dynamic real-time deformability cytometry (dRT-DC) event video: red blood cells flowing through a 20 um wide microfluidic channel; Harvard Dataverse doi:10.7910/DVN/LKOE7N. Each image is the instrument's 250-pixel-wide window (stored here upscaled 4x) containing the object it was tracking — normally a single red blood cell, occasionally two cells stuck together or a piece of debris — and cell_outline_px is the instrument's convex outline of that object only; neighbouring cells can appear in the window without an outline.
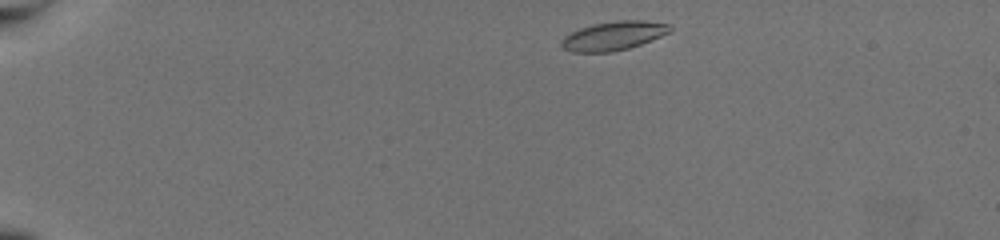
{"species": "common noctule bat (a hibernating species)", "species_latin": "Nyctalus noctula", "temperature_condition": "warm", "stored_images_in_passage": 47, "camera_frame_rate_fps": 3000, "um_per_image_px": 0.085, "animal": {"sex": "female", "body_mass_g": 19.5, "forearm_length_mm": 54.1}, "frame": {"image": 1, "passage_image": 1, "time_ms": 0.0, "image_size_px": [1000, 240], "cell_outline_px": [[672, 28], [668, 32], [660, 36], [640, 44], [628, 48], [612, 52], [572, 52], [564, 48], [560, 44], [564, 36], [580, 28], [596, 24], [620, 20], [644, 20], [668, 24]], "centroid_in_image_um": [52.13, 3.05], "position_along_channel_um": 32.9, "area_um2": 17.92}}
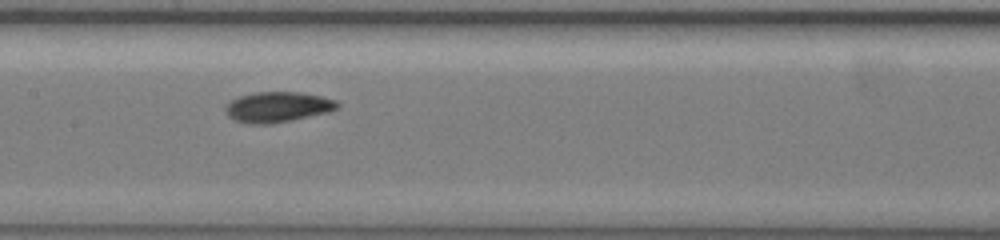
{"frame": {"image": 2, "passage_image": 21, "time_ms": 6.667, "image_size_px": [1000, 240], "cell_outline_px": [[340, 108], [328, 112], [268, 124], [248, 124], [236, 120], [228, 116], [224, 108], [232, 100], [240, 96], [256, 92], [300, 92], [320, 96], [336, 100], [340, 104]], "centroid_in_image_um": [23.61, 9.09], "position_along_channel_um": 183.8, "area_um2": 19.59}}
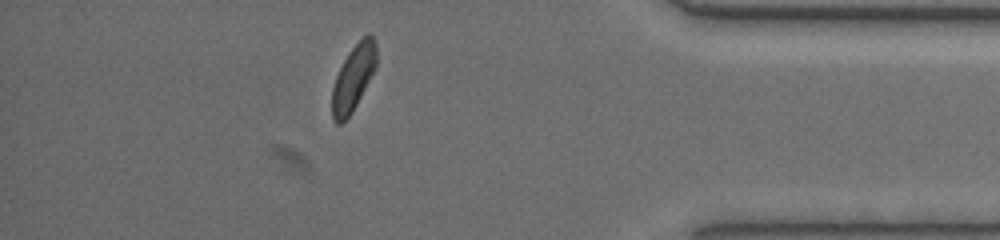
{"frame": {"image": 3, "passage_image": 41, "time_ms": 13.333, "image_size_px": [1000, 240], "cell_outline_px": [[376, 68], [352, 112], [340, 124], [336, 124], [332, 120], [332, 88], [336, 76], [348, 52], [368, 32], [372, 32], [376, 40]], "centroid_in_image_um": [30.05, 6.59], "position_along_channel_um": 405.2, "area_um2": 16.99}, "authors_computed_cell_mechanics": {"area_um2": 18.2648, "velocity_mm_per_s": 3.7129, "shape_relaxation_time_tau1_ms": 3.6421, "shape_relaxation_time_tau2_ms": 1.914, "deformation_change_tau1": 0.148, "deformation_change_tau2": 0.0707}}